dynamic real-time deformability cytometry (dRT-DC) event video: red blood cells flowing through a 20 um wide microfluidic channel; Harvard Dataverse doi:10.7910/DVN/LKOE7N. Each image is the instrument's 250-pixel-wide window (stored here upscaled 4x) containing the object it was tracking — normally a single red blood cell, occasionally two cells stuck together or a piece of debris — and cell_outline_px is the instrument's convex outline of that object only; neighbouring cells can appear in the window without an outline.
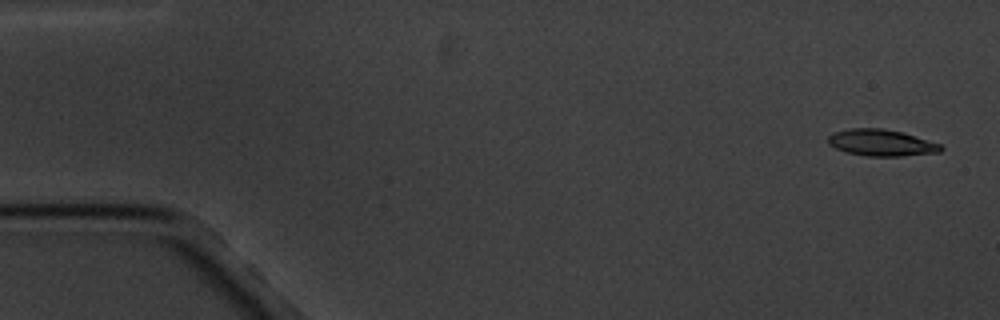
{"species": "common noctule bat (a hibernating species)", "species_latin": "Nyctalus noctula", "temperature_condition": "cold", "stored_images_in_passage": 6, "camera_frame_rate_fps": 3000, "um_per_image_px": 0.085, "animal": {"sex": "male", "body_mass_g": 20.1, "forearm_length_mm": 53.5}, "frame": {"image": 1, "passage_image": 1, "time_ms": 0.0, "image_size_px": [1000, 320], "cell_outline_px": [[944, 148], [940, 152], [900, 156], [868, 156], [844, 152], [828, 144], [828, 136], [836, 132], [848, 128], [880, 128], [900, 132], [940, 144]], "centroid_in_image_um": [74.87, 12.14], "position_along_channel_um": 10.1, "area_um2": 17.22}}